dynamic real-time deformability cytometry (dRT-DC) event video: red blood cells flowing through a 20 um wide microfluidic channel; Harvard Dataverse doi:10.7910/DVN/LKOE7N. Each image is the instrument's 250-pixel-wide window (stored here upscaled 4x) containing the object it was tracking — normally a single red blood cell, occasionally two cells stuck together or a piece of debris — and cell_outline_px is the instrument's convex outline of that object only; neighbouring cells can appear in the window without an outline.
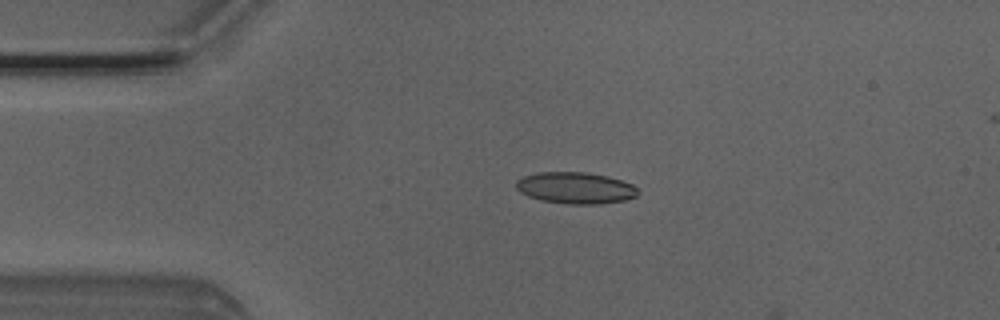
{"species": "Egyptian fruit bat (a non-hibernating species)", "species_latin": "Rousettus aegyptiacus", "temperature_condition": "room temperature", "stored_images_in_passage": 4, "camera_frame_rate_fps": 3000, "um_per_image_px": 0.085, "animal": {"sex": "male"}, "frame": {"image": 1, "passage_image": 3, "time_ms": 0.667, "image_size_px": [1000, 320], "cell_outline_px": [[640, 192], [636, 196], [624, 200], [600, 204], [568, 204], [540, 200], [528, 196], [520, 192], [516, 188], [516, 180], [524, 176], [540, 172], [588, 172], [608, 176], [632, 184]], "centroid_in_image_um": [48.91, 15.97], "position_along_channel_um": 36.1, "area_um2": 22.43}}